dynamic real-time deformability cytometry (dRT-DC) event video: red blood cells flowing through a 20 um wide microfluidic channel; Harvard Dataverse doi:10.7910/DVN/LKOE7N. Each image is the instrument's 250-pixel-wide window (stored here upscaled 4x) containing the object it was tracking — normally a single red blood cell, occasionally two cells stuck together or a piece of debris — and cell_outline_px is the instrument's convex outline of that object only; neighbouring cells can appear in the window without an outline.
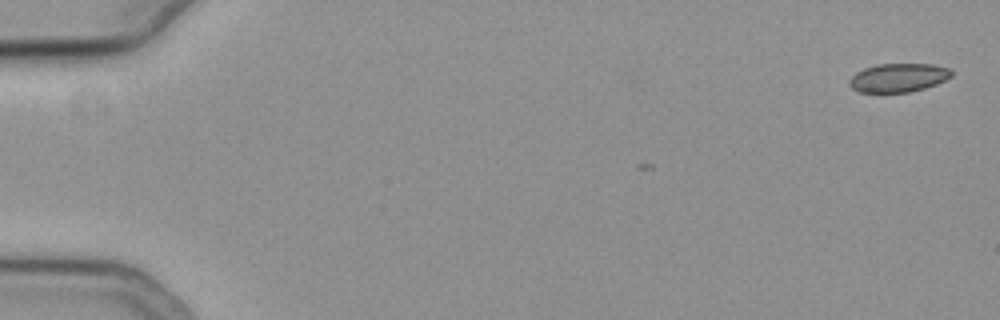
{"species": "common noctule bat (a hibernating species)", "species_latin": "Nyctalus noctula", "temperature_condition": "cold", "stored_images_in_passage": 7, "camera_frame_rate_fps": 3000, "um_per_image_px": 0.085, "animal": {"sex": "female", "body_mass_g": 19.3, "forearm_length_mm": 54.1}, "frame": {"image": 1, "passage_image": 1, "time_ms": 0.0, "image_size_px": [1000, 320], "cell_outline_px": [[952, 76], [936, 84], [924, 88], [908, 92], [860, 92], [852, 88], [848, 84], [848, 80], [856, 72], [864, 68], [876, 64], [932, 64], [952, 68]], "centroid_in_image_um": [76.36, 6.59], "position_along_channel_um": 8.6, "area_um2": 17.11}}